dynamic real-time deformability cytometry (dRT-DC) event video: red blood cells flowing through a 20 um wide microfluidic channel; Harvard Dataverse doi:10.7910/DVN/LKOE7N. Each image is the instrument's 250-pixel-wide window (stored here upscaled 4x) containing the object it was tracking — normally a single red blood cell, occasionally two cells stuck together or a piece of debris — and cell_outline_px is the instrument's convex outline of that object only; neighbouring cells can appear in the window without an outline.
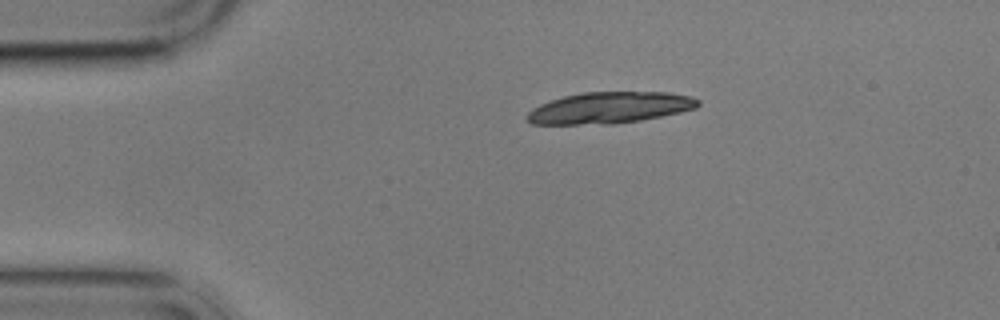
{"species": "common noctule bat (a hibernating species)", "species_latin": "Nyctalus noctula", "temperature_condition": "cold", "stored_images_in_passage": 6, "segment_of_instrument_passage": [2, 2], "camera_frame_rate_fps": 3000, "um_per_image_px": 0.085, "animal": {"sex": "male", "body_mass_g": 17.9}, "frame": {"image": 1, "passage_image": 6, "time_ms": 6.0, "image_size_px": [1000, 320], "cell_outline_px": [[700, 104], [696, 108], [680, 112], [640, 120], [612, 124], [532, 124], [524, 120], [524, 116], [532, 108], [540, 104], [564, 96], [584, 92], [668, 92], [692, 96], [700, 100]], "centroid_in_image_um": [51.8, 9.16], "position_along_channel_um": 33.2, "area_um2": 31.39}}